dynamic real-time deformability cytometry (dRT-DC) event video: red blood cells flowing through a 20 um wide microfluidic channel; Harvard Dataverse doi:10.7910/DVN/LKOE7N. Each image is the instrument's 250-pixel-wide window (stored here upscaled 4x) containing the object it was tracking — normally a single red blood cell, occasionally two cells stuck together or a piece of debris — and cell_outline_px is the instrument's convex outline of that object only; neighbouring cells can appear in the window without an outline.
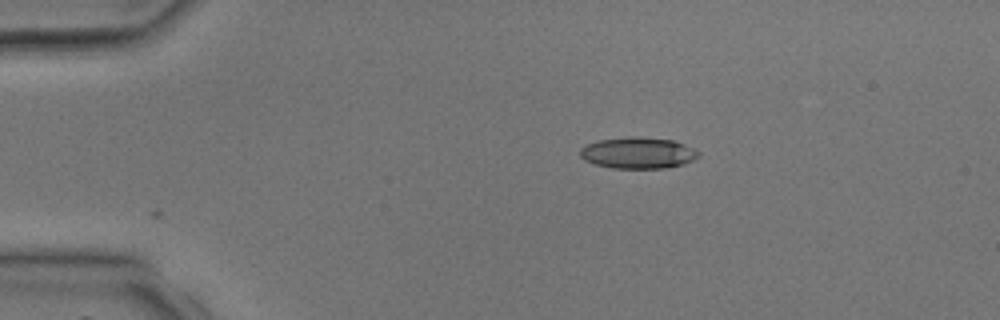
{"species": "common noctule bat (a hibernating species)", "species_latin": "Nyctalus noctula", "temperature_condition": "room temperature", "stored_images_in_passage": 2, "camera_frame_rate_fps": 3000, "um_per_image_px": 0.085, "animal": {"sex": "male", "body_mass_g": 17.9, "forearm_length_mm": 54.2}, "frame": {"image": 1, "passage_image": 2, "time_ms": 1.0, "image_size_px": [1000, 320], "cell_outline_px": [[700, 156], [684, 164], [664, 168], [612, 168], [596, 164], [584, 160], [580, 156], [580, 148], [596, 140], [632, 136], [636, 136], [672, 140], [684, 144], [700, 152]], "centroid_in_image_um": [54.22, 12.99], "position_along_channel_um": 30.8, "area_um2": 21.62}}